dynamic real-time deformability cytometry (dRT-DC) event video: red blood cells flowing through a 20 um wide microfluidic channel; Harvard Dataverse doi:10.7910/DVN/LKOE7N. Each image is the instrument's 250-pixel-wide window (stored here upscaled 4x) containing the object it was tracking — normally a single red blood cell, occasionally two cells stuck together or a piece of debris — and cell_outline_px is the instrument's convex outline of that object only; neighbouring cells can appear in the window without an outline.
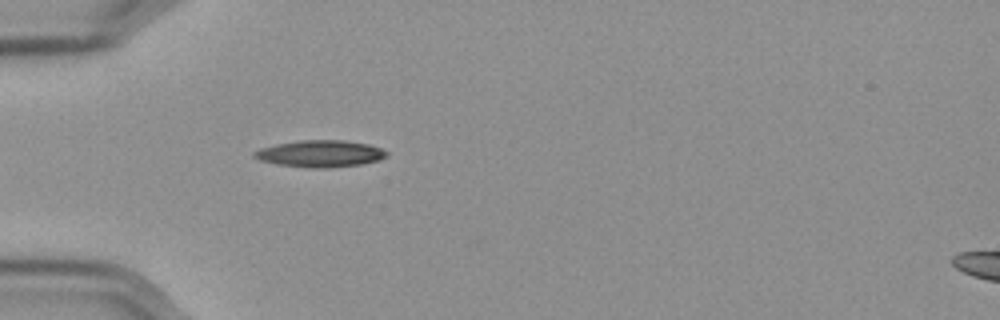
{"species": "Egyptian fruit bat (a non-hibernating species)", "species_latin": "Rousettus aegyptiacus", "temperature_condition": "cold", "stored_images_in_passage": 43, "camera_frame_rate_fps": 3000, "um_per_image_px": 0.085, "frame": {"image": 1, "passage_image": 6, "time_ms": 1.667, "image_size_px": [1000, 320], "cell_outline_px": [[388, 156], [380, 160], [360, 164], [328, 168], [308, 168], [276, 164], [260, 160], [252, 156], [252, 152], [260, 148], [276, 144], [300, 140], [344, 140], [368, 144], [380, 148], [388, 152]], "centroid_in_image_um": [27.2, 13.06], "position_along_channel_um": 57.8, "area_um2": 20.81}}
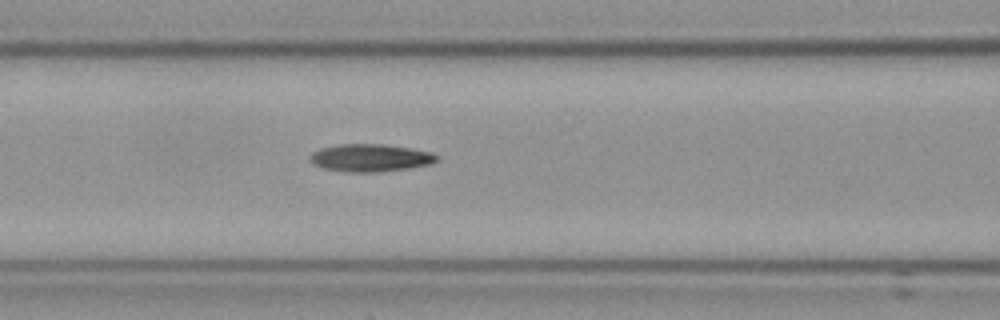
{"frame": {"image": 2, "passage_image": 13, "time_ms": 4.0, "image_size_px": [1000, 320], "cell_outline_px": [[436, 160], [432, 164], [376, 172], [348, 172], [324, 168], [312, 164], [308, 160], [308, 156], [312, 152], [320, 148], [340, 144], [384, 144], [412, 148], [432, 152], [436, 156]], "centroid_in_image_um": [31.42, 13.4], "position_along_channel_um": 135.2, "area_um2": 20.35}}
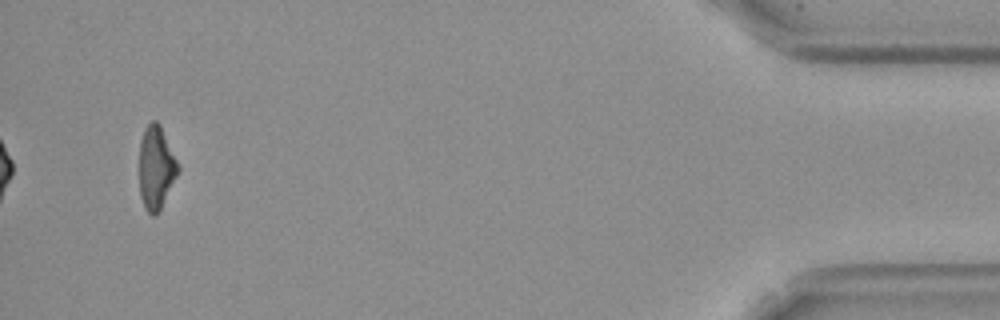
{"frame": {"image": 3, "passage_image": 43, "time_ms": 14.0, "image_size_px": [1000, 320], "cell_outline_px": [[180, 168], [156, 216], [152, 216], [144, 208], [140, 196], [140, 140], [144, 128], [152, 120], [156, 120], [160, 124], [180, 164]], "centroid_in_image_um": [13.27, 14.21], "position_along_channel_um": 421.9, "area_um2": 18.79}, "authors_computed_cell_mechanics": {"area_um2": 19.5942, "velocity_mm_per_s": 3.6006, "shape_relaxation_time_tau1_ms": 7.9616, "shape_relaxation_time_tau2_ms": 4.7702, "deformation_change_tau1": 0.2146, "deformation_change_tau2": 0.1243}}